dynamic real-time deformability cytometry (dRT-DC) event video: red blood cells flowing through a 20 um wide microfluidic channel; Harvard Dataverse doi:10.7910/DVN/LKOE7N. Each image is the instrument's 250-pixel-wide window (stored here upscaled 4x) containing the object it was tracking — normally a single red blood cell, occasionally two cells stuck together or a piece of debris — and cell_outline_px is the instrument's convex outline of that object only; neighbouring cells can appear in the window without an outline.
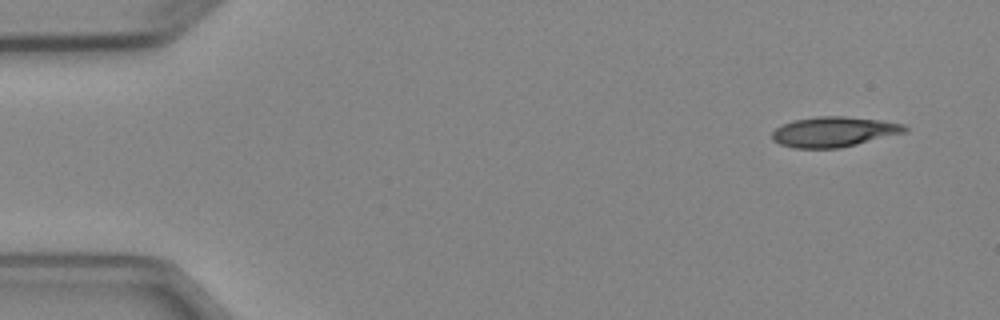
{"species": "Egyptian fruit bat (a non-hibernating species)", "species_latin": "Rousettus aegyptiacus", "temperature_condition": "cold", "stored_images_in_passage": 4, "camera_frame_rate_fps": 3000, "um_per_image_px": 0.085, "animal": {"sex": "female"}, "frame": {"image": 1, "passage_image": 1, "time_ms": 0.0, "image_size_px": [1000, 320], "cell_outline_px": [[908, 132], [840, 148], [796, 148], [780, 144], [772, 140], [772, 132], [776, 128], [792, 120], [816, 116], [844, 116], [880, 120], [904, 124], [908, 128]], "centroid_in_image_um": [70.9, 11.2], "position_along_channel_um": 14.1, "area_um2": 23.41}}
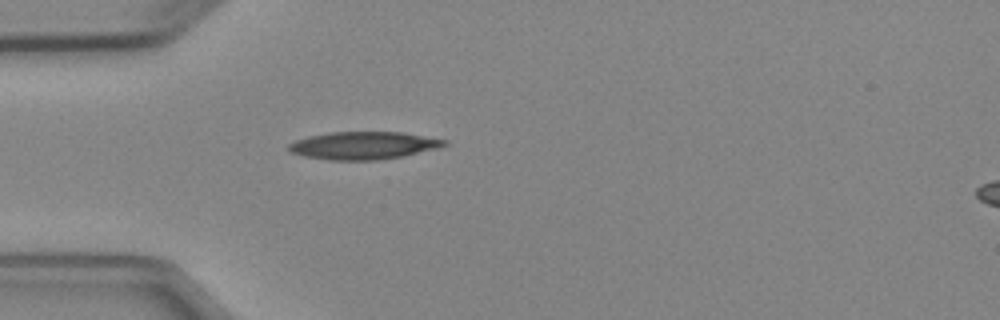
{"frame": {"image": 2, "passage_image": 4, "time_ms": 3.667, "image_size_px": [1000, 320], "cell_outline_px": [[448, 144], [440, 148], [404, 156], [376, 160], [332, 160], [304, 156], [292, 152], [288, 148], [288, 144], [296, 140], [308, 136], [328, 132], [400, 132], [448, 140]], "centroid_in_image_um": [30.93, 12.36], "position_along_channel_um": 54.1, "area_um2": 25.09}}